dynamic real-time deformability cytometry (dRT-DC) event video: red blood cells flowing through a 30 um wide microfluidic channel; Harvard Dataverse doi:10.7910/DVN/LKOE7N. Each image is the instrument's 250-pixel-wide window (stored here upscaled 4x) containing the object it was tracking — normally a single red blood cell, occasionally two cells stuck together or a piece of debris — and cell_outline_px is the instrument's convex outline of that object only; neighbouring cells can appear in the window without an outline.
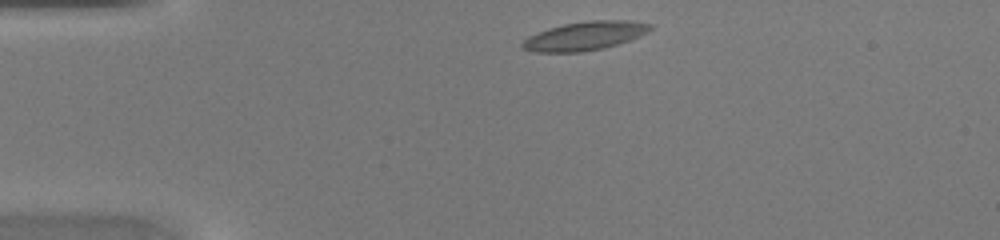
{"species": "common noctule bat (a hibernating species)", "species_latin": "Nyctalus noctula", "temperature_condition": "warm", "stored_images_in_passage": 37, "camera_frame_rate_fps": 3000, "um_per_image_px": 0.085, "animal": {"sex": "female", "body_mass_g": 20.0, "forearm_length_mm": 54.0}, "frame": {"image": 1, "passage_image": 1, "time_ms": 0.0, "image_size_px": [1000, 240], "cell_outline_px": [[652, 28], [648, 32], [640, 36], [604, 48], [580, 52], [532, 52], [520, 48], [520, 44], [528, 36], [548, 28], [564, 24], [588, 20], [628, 20], [652, 24]], "centroid_in_image_um": [49.68, 3.05], "position_along_channel_um": 35.3, "area_um2": 21.44}}
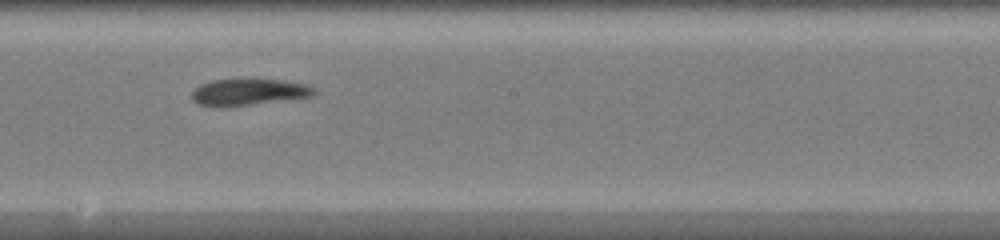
{"frame": {"image": 2, "passage_image": 17, "time_ms": 5.333, "image_size_px": [1000, 240], "cell_outline_px": [[316, 92], [312, 96], [220, 108], [196, 104], [192, 100], [192, 92], [200, 84], [212, 80], [248, 76], [284, 80], [308, 84], [316, 88]], "centroid_in_image_um": [21.11, 7.78], "position_along_channel_um": 227.1, "area_um2": 19.88}}
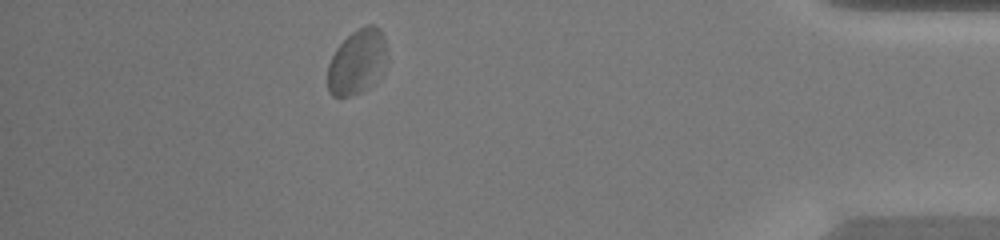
{"frame": {"image": 3, "passage_image": 32, "time_ms": 10.333, "image_size_px": [1000, 240], "cell_outline_px": [[384, 72], [360, 92], [348, 96], [332, 96], [328, 92], [328, 64], [336, 48], [352, 32], [368, 24], [372, 24], [380, 28], [384, 36]], "centroid_in_image_um": [30.32, 5.25], "position_along_channel_um": 404.9, "area_um2": 21.96}}